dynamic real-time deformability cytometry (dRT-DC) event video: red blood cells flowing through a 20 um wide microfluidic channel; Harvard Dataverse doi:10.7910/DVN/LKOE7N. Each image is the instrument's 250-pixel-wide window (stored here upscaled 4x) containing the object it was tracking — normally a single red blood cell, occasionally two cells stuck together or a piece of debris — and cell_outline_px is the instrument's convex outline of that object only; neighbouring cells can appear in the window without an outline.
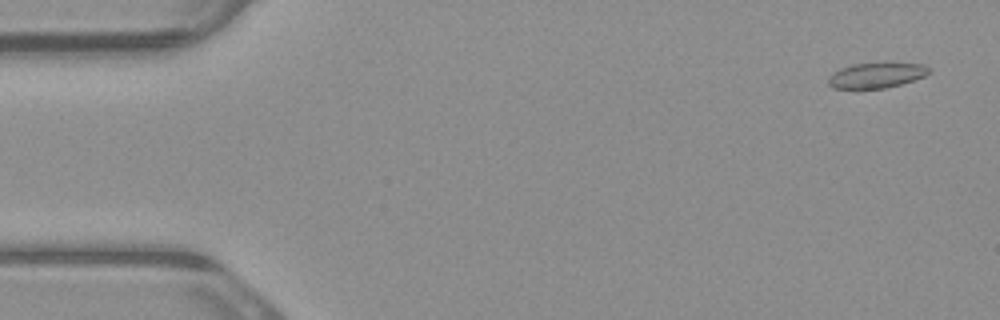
{"species": "common noctule bat (a hibernating species)", "species_latin": "Nyctalus noctula", "temperature_condition": "warm", "stored_images_in_passage": 8, "camera_frame_rate_fps": 3000, "um_per_image_px": 0.085, "animal": {"sex": "male", "body_mass_g": 23.1, "forearm_length_mm": 52.7}, "frame": {"image": 1, "passage_image": 1, "time_ms": 0.0, "image_size_px": [1000, 320], "cell_outline_px": [[932, 72], [924, 76], [900, 84], [884, 88], [832, 88], [828, 84], [828, 76], [832, 72], [840, 68], [852, 64], [924, 64]], "centroid_in_image_um": [74.44, 6.41], "position_along_channel_um": 10.6, "area_um2": 14.51}}
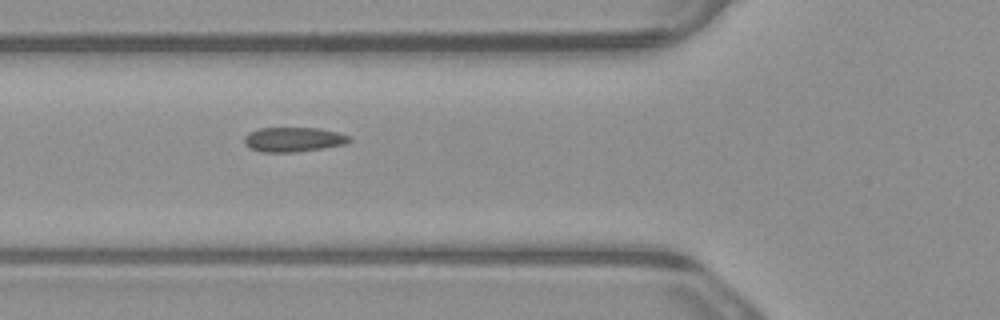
{"frame": {"image": 2, "passage_image": 5, "time_ms": 1.333, "image_size_px": [1000, 320], "cell_outline_px": [[352, 140], [344, 144], [324, 148], [296, 152], [260, 152], [244, 144], [244, 136], [248, 132], [260, 128], [320, 128], [352, 136]], "centroid_in_image_um": [24.95, 11.85], "position_along_channel_um": 100.9, "area_um2": 15.14}}
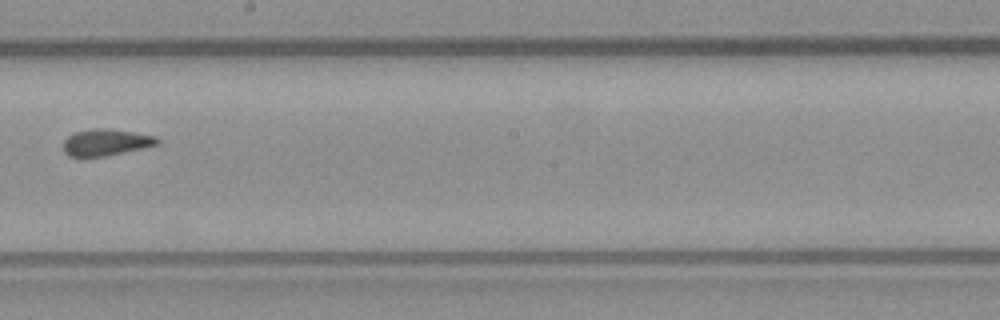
{"frame": {"image": 3, "passage_image": 8, "time_ms": 2.333, "image_size_px": [1000, 320], "cell_outline_px": [[160, 144], [104, 156], [68, 156], [64, 152], [64, 140], [68, 136], [76, 132], [92, 128], [108, 128], [156, 136], [160, 140]], "centroid_in_image_um": [9.01, 12.09], "position_along_channel_um": 239.2, "area_um2": 14.39}}